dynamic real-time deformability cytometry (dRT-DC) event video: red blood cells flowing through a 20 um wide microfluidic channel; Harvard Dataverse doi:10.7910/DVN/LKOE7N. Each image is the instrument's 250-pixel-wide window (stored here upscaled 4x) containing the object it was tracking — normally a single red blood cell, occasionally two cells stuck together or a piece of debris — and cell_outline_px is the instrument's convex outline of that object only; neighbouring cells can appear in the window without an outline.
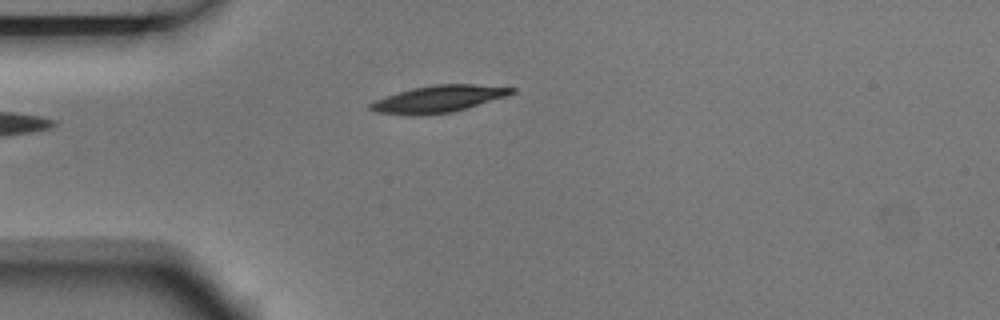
{"species": "Egyptian fruit bat (a non-hibernating species)", "species_latin": "Rousettus aegyptiacus", "temperature_condition": "room temperature", "stored_images_in_passage": 2, "camera_frame_rate_fps": 3000, "um_per_image_px": 0.085, "animal": {"sex": "male"}, "frame": {"image": 1, "passage_image": 2, "time_ms": 0.333, "image_size_px": [1000, 320], "cell_outline_px": [[516, 92], [508, 96], [468, 108], [452, 112], [376, 112], [368, 108], [368, 104], [376, 100], [412, 88], [436, 84], [472, 84], [516, 88]], "centroid_in_image_um": [37.42, 8.35], "position_along_channel_um": 47.6, "area_um2": 21.04}}